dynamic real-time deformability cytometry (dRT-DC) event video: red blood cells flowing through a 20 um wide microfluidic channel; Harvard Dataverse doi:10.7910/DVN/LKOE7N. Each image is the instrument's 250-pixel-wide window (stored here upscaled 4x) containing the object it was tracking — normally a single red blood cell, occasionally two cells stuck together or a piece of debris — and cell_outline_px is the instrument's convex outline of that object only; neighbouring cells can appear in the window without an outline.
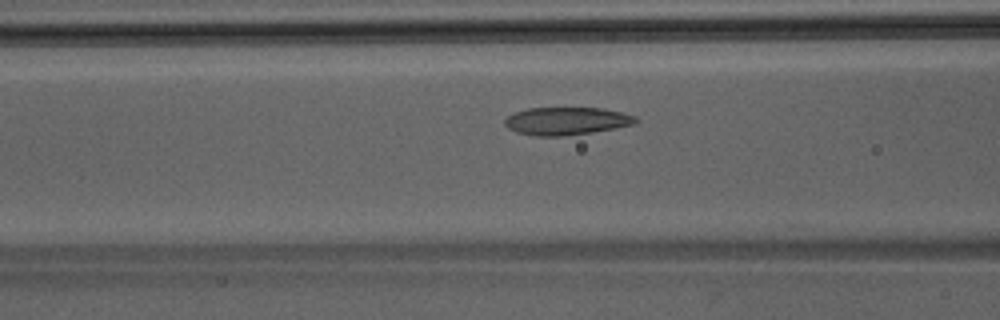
{"species": "Egyptian fruit bat (a non-hibernating species)", "species_latin": "Rousettus aegyptiacus", "temperature_condition": "room temperature", "stored_images_in_passage": 40, "camera_frame_rate_fps": 3000, "um_per_image_px": 0.085, "animal": {"sex": "male"}, "frame": {"image": 1, "passage_image": 12, "time_ms": 3.667, "image_size_px": [1000, 320], "cell_outline_px": [[640, 120], [636, 124], [616, 128], [592, 132], [564, 136], [532, 136], [516, 132], [508, 128], [504, 124], [504, 120], [508, 116], [516, 112], [528, 108], [600, 108], [620, 112], [636, 116]], "centroid_in_image_um": [48.16, 10.29], "position_along_channel_um": 118.4, "area_um2": 21.27}}
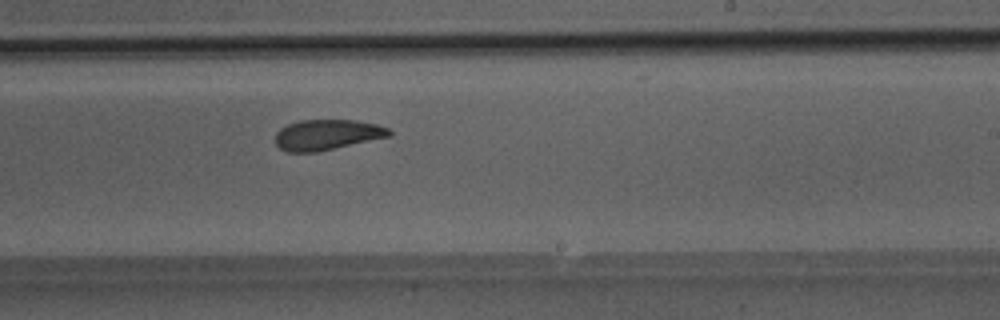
{"frame": {"image": 2, "passage_image": 22, "time_ms": 7.0, "image_size_px": [1000, 320], "cell_outline_px": [[392, 136], [316, 152], [288, 152], [280, 148], [276, 144], [276, 132], [280, 128], [288, 124], [300, 120], [356, 120], [376, 124], [388, 128], [392, 132]], "centroid_in_image_um": [27.81, 11.45], "position_along_channel_um": 261.2, "area_um2": 20.23}}
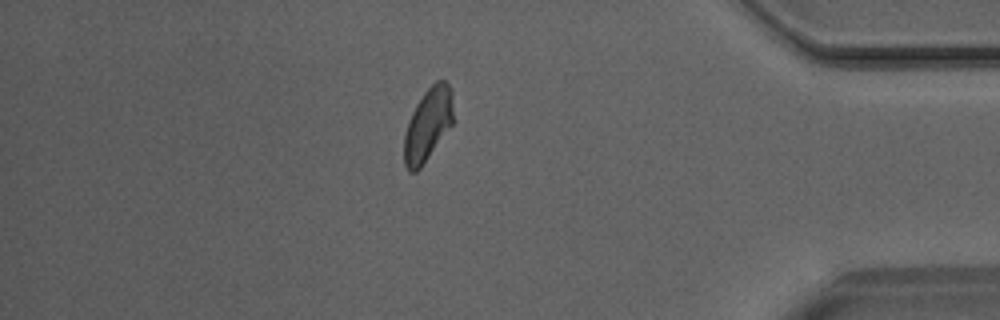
{"frame": {"image": 3, "passage_image": 34, "time_ms": 11.0, "image_size_px": [1000, 320], "cell_outline_px": [[452, 124], [420, 168], [416, 172], [408, 172], [404, 164], [404, 136], [408, 120], [416, 104], [424, 92], [436, 80], [444, 80], [452, 88]], "centroid_in_image_um": [36.35, 10.58], "position_along_channel_um": 398.9, "area_um2": 20.69}}